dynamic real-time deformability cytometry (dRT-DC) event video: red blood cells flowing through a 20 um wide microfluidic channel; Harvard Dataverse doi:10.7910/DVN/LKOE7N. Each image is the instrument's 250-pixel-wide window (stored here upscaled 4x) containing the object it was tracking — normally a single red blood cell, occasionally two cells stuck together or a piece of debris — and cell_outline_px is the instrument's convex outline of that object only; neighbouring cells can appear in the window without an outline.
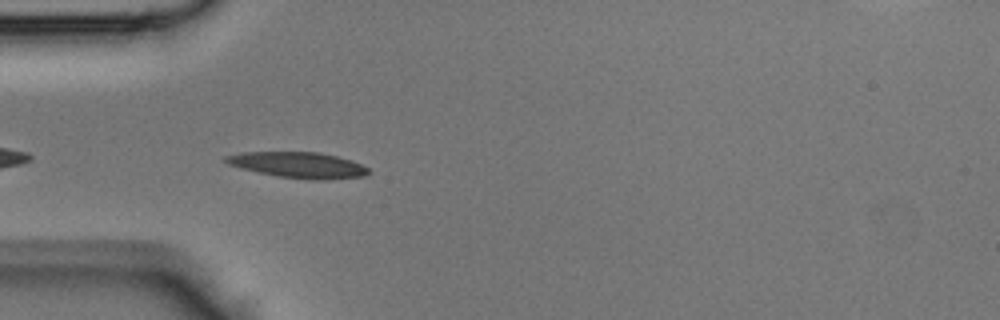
{"species": "Egyptian fruit bat (a non-hibernating species)", "species_latin": "Rousettus aegyptiacus", "temperature_condition": "room temperature", "stored_images_in_passage": 8, "camera_frame_rate_fps": 3000, "um_per_image_px": 0.085, "animal": {"sex": "male"}, "frame": {"image": 1, "passage_image": 2, "time_ms": 0.333, "image_size_px": [1000, 320], "cell_outline_px": [[368, 172], [364, 176], [324, 180], [316, 180], [280, 176], [240, 168], [228, 164], [224, 160], [224, 156], [240, 152], [320, 152], [352, 160], [368, 168]], "centroid_in_image_um": [25.34, 14.01], "position_along_channel_um": 59.7, "area_um2": 21.27}}
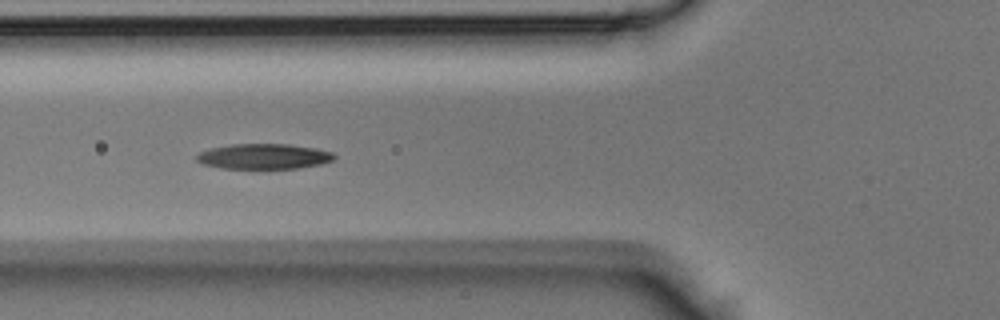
{"frame": {"image": 2, "passage_image": 5, "time_ms": 1.333, "image_size_px": [1000, 320], "cell_outline_px": [[336, 156], [332, 160], [320, 164], [300, 168], [220, 168], [204, 164], [196, 160], [196, 156], [200, 152], [208, 148], [228, 144], [288, 144], [316, 148], [332, 152]], "centroid_in_image_um": [22.4, 13.28], "position_along_channel_um": 103.4, "area_um2": 20.29}}